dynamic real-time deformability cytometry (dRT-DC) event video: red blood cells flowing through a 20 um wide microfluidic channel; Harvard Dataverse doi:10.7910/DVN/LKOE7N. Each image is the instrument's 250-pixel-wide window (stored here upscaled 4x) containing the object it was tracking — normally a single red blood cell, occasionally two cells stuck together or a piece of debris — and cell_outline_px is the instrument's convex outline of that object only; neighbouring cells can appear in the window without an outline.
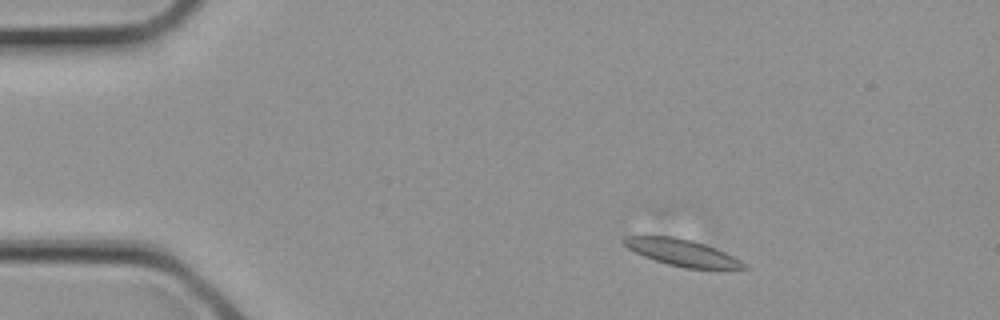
{"species": "common noctule bat (a hibernating species)", "species_latin": "Nyctalus noctula", "temperature_condition": "cold", "stored_images_in_passage": 2, "camera_frame_rate_fps": 3000, "um_per_image_px": 0.085, "animal": {"sex": "female", "body_mass_g": 21.9}, "frame": {"image": 1, "passage_image": 1, "time_ms": 0.0, "image_size_px": [1000, 320], "cell_outline_px": [[748, 268], [684, 268], [668, 264], [644, 256], [628, 248], [620, 240], [624, 236], [672, 236], [708, 244], [740, 260]], "centroid_in_image_um": [57.92, 21.45], "position_along_channel_um": 27.1, "area_um2": 18.32}}